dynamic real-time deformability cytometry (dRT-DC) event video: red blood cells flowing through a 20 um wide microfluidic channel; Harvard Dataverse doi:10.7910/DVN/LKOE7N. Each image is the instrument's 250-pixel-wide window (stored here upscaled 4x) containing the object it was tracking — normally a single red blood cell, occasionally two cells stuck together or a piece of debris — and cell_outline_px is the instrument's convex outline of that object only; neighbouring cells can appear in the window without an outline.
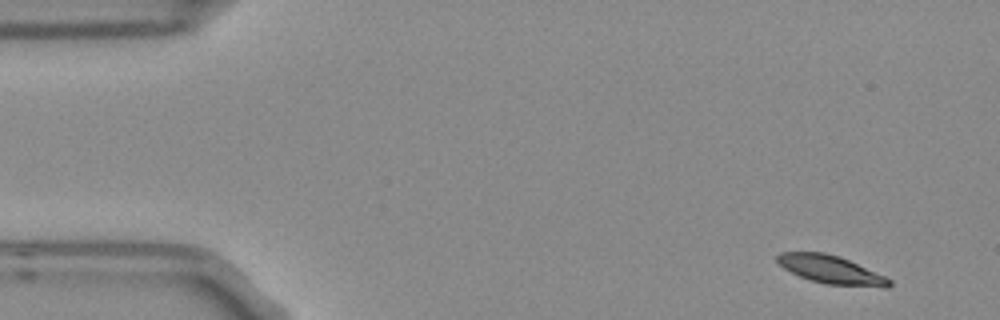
{"species": "Egyptian fruit bat (a non-hibernating species)", "species_latin": "Rousettus aegyptiacus", "temperature_condition": "room temperature", "stored_images_in_passage": 4, "camera_frame_rate_fps": 3000, "um_per_image_px": 0.085, "frame": {"image": 1, "passage_image": 1, "time_ms": 0.0, "image_size_px": [1000, 320], "cell_outline_px": [[892, 284], [888, 288], [884, 288], [828, 284], [812, 280], [800, 276], [784, 268], [776, 260], [776, 256], [780, 252], [824, 252], [840, 256], [884, 276], [892, 280]], "centroid_in_image_um": [70.65, 22.92], "position_along_channel_um": 14.3, "area_um2": 18.26}}
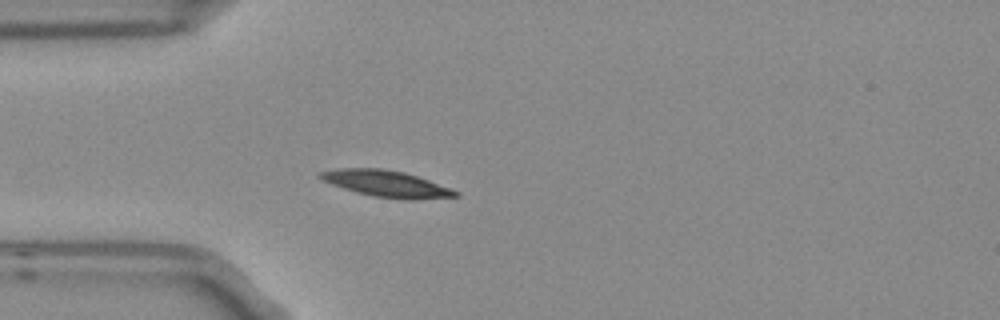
{"frame": {"image": 2, "passage_image": 4, "time_ms": 1.0, "image_size_px": [1000, 320], "cell_outline_px": [[460, 196], [416, 200], [408, 200], [372, 196], [356, 192], [320, 180], [316, 176], [320, 172], [344, 168], [380, 168], [404, 172], [428, 180], [460, 192]], "centroid_in_image_um": [32.84, 15.62], "position_along_channel_um": 52.2, "area_um2": 20.75}}